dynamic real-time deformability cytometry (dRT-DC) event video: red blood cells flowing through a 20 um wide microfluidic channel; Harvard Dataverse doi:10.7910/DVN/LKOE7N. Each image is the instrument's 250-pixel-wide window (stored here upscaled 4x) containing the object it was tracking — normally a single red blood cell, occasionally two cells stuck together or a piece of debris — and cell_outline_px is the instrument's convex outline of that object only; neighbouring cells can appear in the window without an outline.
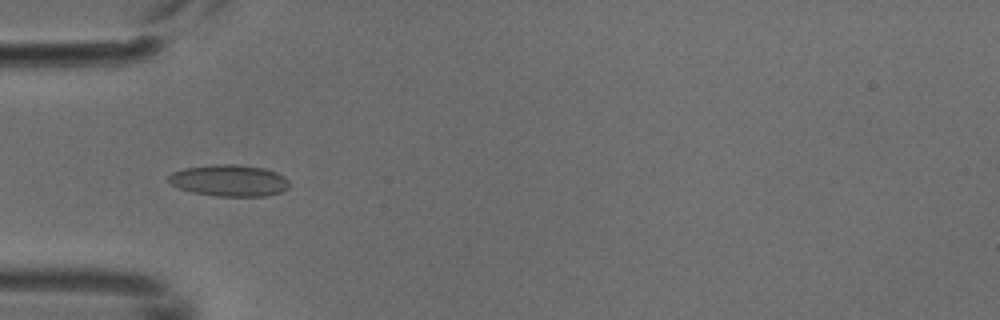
{"species": "common noctule bat (a hibernating species)", "species_latin": "Nyctalus noctula", "temperature_condition": "cold", "stored_images_in_passage": 5, "camera_frame_rate_fps": 3000, "um_per_image_px": 0.085, "animal": {"sex": "male", "body_mass_g": 18.8}, "frame": {"image": 1, "passage_image": 3, "time_ms": 0.667, "image_size_px": [1000, 320], "cell_outline_px": [[288, 188], [280, 192], [264, 196], [216, 196], [192, 192], [180, 188], [172, 184], [168, 180], [168, 176], [172, 172], [184, 168], [212, 164], [236, 164], [264, 168], [276, 172], [284, 176], [288, 180]], "centroid_in_image_um": [19.48, 15.33], "position_along_channel_um": 65.5, "area_um2": 22.2}}
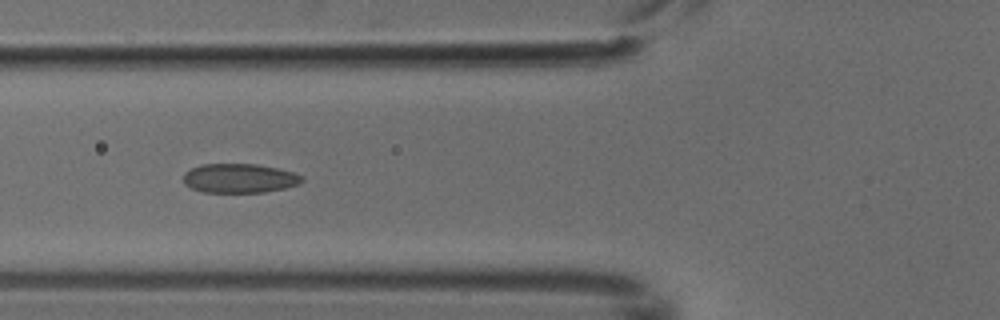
{"frame": {"image": 2, "passage_image": 4, "time_ms": 1.0, "image_size_px": [1000, 320], "cell_outline_px": [[304, 180], [300, 184], [284, 188], [264, 192], [204, 192], [192, 188], [184, 184], [184, 172], [200, 164], [256, 164], [276, 168], [292, 172], [304, 176]], "centroid_in_image_um": [20.36, 15.15], "position_along_channel_um": 105.4, "area_um2": 20.17}}
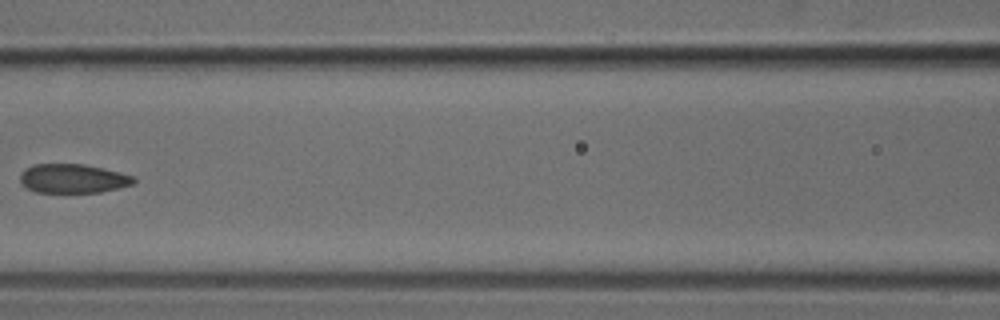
{"frame": {"image": 3, "passage_image": 5, "time_ms": 1.333, "image_size_px": [1000, 320], "cell_outline_px": [[136, 180], [132, 184], [100, 192], [36, 192], [20, 184], [20, 172], [24, 168], [32, 164], [84, 164], [104, 168], [136, 176]], "centroid_in_image_um": [6.17, 15.16], "position_along_channel_um": 160.4, "area_um2": 19.36}}